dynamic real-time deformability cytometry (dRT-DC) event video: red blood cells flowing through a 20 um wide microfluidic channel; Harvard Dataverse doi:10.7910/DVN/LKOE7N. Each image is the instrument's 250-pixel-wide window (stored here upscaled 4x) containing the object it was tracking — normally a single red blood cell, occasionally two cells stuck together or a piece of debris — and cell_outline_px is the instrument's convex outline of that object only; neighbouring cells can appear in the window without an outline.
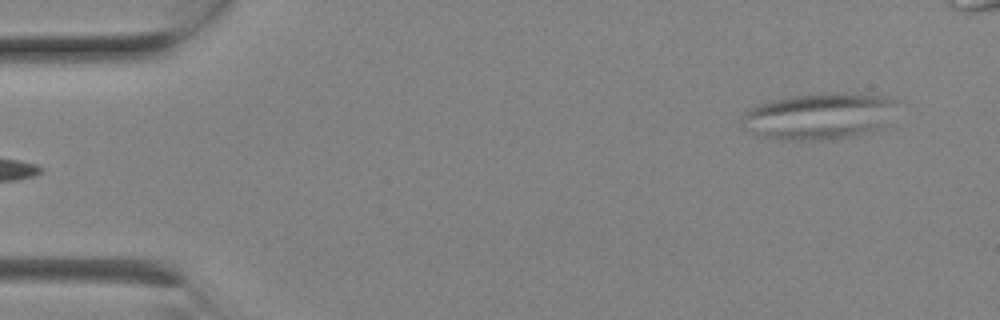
{"species": "Egyptian fruit bat (a non-hibernating species)", "species_latin": "Rousettus aegyptiacus", "temperature_condition": "room temperature", "stored_images_in_passage": 6, "camera_frame_rate_fps": 3000, "um_per_image_px": 0.085, "animal": {"sex": "female"}, "frame": {"image": 1, "passage_image": 6, "time_ms": 1.667, "image_size_px": [1000, 320], "cell_outline_px": [[896, 100], [884, 128], [872, 132], [852, 136], [820, 140], [784, 140], [764, 136], [744, 128], [740, 120], [744, 112], [748, 108], [756, 104], [772, 100], [792, 96], [836, 92], [892, 96]], "centroid_in_image_um": [69.62, 9.87], "position_along_channel_um": 15.4, "area_um2": 42.08}}